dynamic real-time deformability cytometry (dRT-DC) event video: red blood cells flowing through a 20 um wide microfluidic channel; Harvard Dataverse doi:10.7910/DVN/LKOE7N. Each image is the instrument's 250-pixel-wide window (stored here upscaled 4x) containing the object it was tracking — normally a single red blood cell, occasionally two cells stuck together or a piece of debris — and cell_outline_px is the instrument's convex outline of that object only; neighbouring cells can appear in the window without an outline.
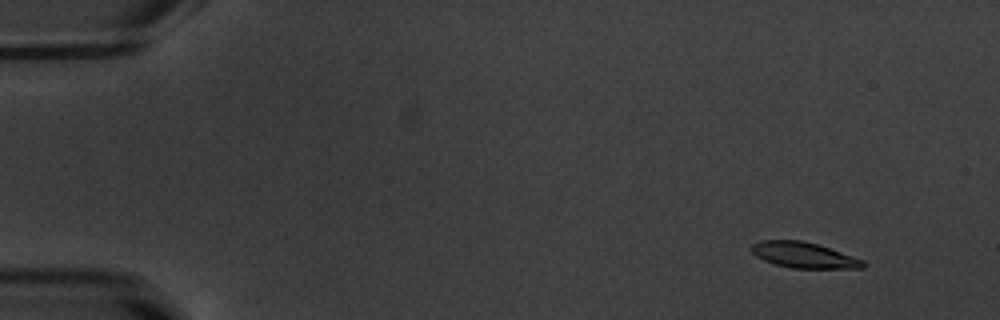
{"species": "common noctule bat (a hibernating species)", "species_latin": "Nyctalus noctula", "temperature_condition": "warm", "stored_images_in_passage": 18, "camera_frame_rate_fps": 3000, "um_per_image_px": 0.085, "animal": {"sex": "male", "body_mass_g": 20.1, "forearm_length_mm": 53.5}, "frame": {"image": 1, "passage_image": 6, "time_ms": 1.667, "image_size_px": [1000, 320], "cell_outline_px": [[868, 264], [864, 268], [792, 268], [776, 264], [764, 260], [756, 256], [748, 248], [752, 244], [760, 240], [800, 240], [816, 244], [864, 260]], "centroid_in_image_um": [68.3, 21.68], "position_along_channel_um": 16.7, "area_um2": 16.65}}